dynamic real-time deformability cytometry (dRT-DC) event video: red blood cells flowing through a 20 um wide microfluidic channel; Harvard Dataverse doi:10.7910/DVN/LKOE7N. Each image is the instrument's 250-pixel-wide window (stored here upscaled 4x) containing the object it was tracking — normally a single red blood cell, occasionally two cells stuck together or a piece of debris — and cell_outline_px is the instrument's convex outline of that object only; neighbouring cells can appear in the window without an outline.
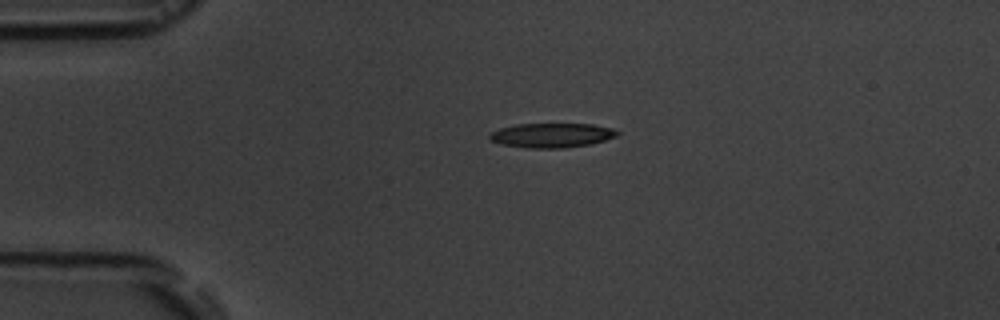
{"species": "common noctule bat (a hibernating species)", "species_latin": "Nyctalus noctula", "temperature_condition": "room temperature", "stored_images_in_passage": 2, "camera_frame_rate_fps": 3000, "um_per_image_px": 0.085, "animal": {"sex": "male", "body_mass_g": 19.5, "forearm_length_mm": 54.6}, "frame": {"image": 1, "passage_image": 1, "time_ms": 0.0, "image_size_px": [1000, 320], "cell_outline_px": [[620, 132], [616, 136], [604, 140], [588, 144], [564, 148], [528, 148], [500, 144], [492, 140], [488, 136], [492, 132], [500, 128], [516, 124], [592, 124], [612, 128]], "centroid_in_image_um": [46.89, 11.5], "position_along_channel_um": 38.1, "area_um2": 18.03}}